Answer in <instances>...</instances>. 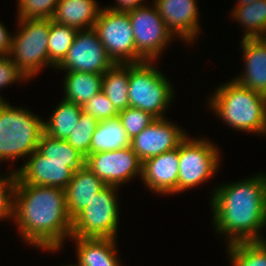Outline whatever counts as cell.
Masks as SVG:
<instances>
[{"instance_id":"obj_5","label":"cell","mask_w":266,"mask_h":266,"mask_svg":"<svg viewBox=\"0 0 266 266\" xmlns=\"http://www.w3.org/2000/svg\"><path fill=\"white\" fill-rule=\"evenodd\" d=\"M173 87L151 61L129 64V107L150 113L156 119L165 118L163 112L170 105Z\"/></svg>"},{"instance_id":"obj_3","label":"cell","mask_w":266,"mask_h":266,"mask_svg":"<svg viewBox=\"0 0 266 266\" xmlns=\"http://www.w3.org/2000/svg\"><path fill=\"white\" fill-rule=\"evenodd\" d=\"M209 101L215 114L232 128L266 134V96L233 79L217 88Z\"/></svg>"},{"instance_id":"obj_10","label":"cell","mask_w":266,"mask_h":266,"mask_svg":"<svg viewBox=\"0 0 266 266\" xmlns=\"http://www.w3.org/2000/svg\"><path fill=\"white\" fill-rule=\"evenodd\" d=\"M153 6L150 8L145 5L127 12L134 33L136 51L145 61L152 63L175 37L156 6Z\"/></svg>"},{"instance_id":"obj_31","label":"cell","mask_w":266,"mask_h":266,"mask_svg":"<svg viewBox=\"0 0 266 266\" xmlns=\"http://www.w3.org/2000/svg\"><path fill=\"white\" fill-rule=\"evenodd\" d=\"M118 118L130 140L156 120L150 113L132 107L119 111Z\"/></svg>"},{"instance_id":"obj_18","label":"cell","mask_w":266,"mask_h":266,"mask_svg":"<svg viewBox=\"0 0 266 266\" xmlns=\"http://www.w3.org/2000/svg\"><path fill=\"white\" fill-rule=\"evenodd\" d=\"M106 184L99 179L87 166L76 170L72 180L68 183L66 193V204L69 217L73 220L84 210Z\"/></svg>"},{"instance_id":"obj_19","label":"cell","mask_w":266,"mask_h":266,"mask_svg":"<svg viewBox=\"0 0 266 266\" xmlns=\"http://www.w3.org/2000/svg\"><path fill=\"white\" fill-rule=\"evenodd\" d=\"M101 10L95 0H60L52 20L77 30L92 29Z\"/></svg>"},{"instance_id":"obj_26","label":"cell","mask_w":266,"mask_h":266,"mask_svg":"<svg viewBox=\"0 0 266 266\" xmlns=\"http://www.w3.org/2000/svg\"><path fill=\"white\" fill-rule=\"evenodd\" d=\"M37 151L48 157V160L69 161V167L74 172L85 165V156L71 144L66 140L52 138L45 132L40 137Z\"/></svg>"},{"instance_id":"obj_36","label":"cell","mask_w":266,"mask_h":266,"mask_svg":"<svg viewBox=\"0 0 266 266\" xmlns=\"http://www.w3.org/2000/svg\"><path fill=\"white\" fill-rule=\"evenodd\" d=\"M118 3H117V6H109L107 7L108 9L110 10H113L115 12H130L138 7H142V6H145V5H142V1L144 0H116Z\"/></svg>"},{"instance_id":"obj_24","label":"cell","mask_w":266,"mask_h":266,"mask_svg":"<svg viewBox=\"0 0 266 266\" xmlns=\"http://www.w3.org/2000/svg\"><path fill=\"white\" fill-rule=\"evenodd\" d=\"M82 107L62 100L48 121H44V132L52 138L66 140L79 121Z\"/></svg>"},{"instance_id":"obj_2","label":"cell","mask_w":266,"mask_h":266,"mask_svg":"<svg viewBox=\"0 0 266 266\" xmlns=\"http://www.w3.org/2000/svg\"><path fill=\"white\" fill-rule=\"evenodd\" d=\"M211 199L213 221L218 233L236 242L264 241L266 225V175H255L215 188Z\"/></svg>"},{"instance_id":"obj_17","label":"cell","mask_w":266,"mask_h":266,"mask_svg":"<svg viewBox=\"0 0 266 266\" xmlns=\"http://www.w3.org/2000/svg\"><path fill=\"white\" fill-rule=\"evenodd\" d=\"M241 47L245 71L234 80L266 96V38H242Z\"/></svg>"},{"instance_id":"obj_28","label":"cell","mask_w":266,"mask_h":266,"mask_svg":"<svg viewBox=\"0 0 266 266\" xmlns=\"http://www.w3.org/2000/svg\"><path fill=\"white\" fill-rule=\"evenodd\" d=\"M232 266H266V240L227 245Z\"/></svg>"},{"instance_id":"obj_13","label":"cell","mask_w":266,"mask_h":266,"mask_svg":"<svg viewBox=\"0 0 266 266\" xmlns=\"http://www.w3.org/2000/svg\"><path fill=\"white\" fill-rule=\"evenodd\" d=\"M187 137L181 128L165 120L156 119L130 141V147L141 162L176 149Z\"/></svg>"},{"instance_id":"obj_12","label":"cell","mask_w":266,"mask_h":266,"mask_svg":"<svg viewBox=\"0 0 266 266\" xmlns=\"http://www.w3.org/2000/svg\"><path fill=\"white\" fill-rule=\"evenodd\" d=\"M85 166L111 186L119 187L134 176H142V162L131 147L89 154Z\"/></svg>"},{"instance_id":"obj_25","label":"cell","mask_w":266,"mask_h":266,"mask_svg":"<svg viewBox=\"0 0 266 266\" xmlns=\"http://www.w3.org/2000/svg\"><path fill=\"white\" fill-rule=\"evenodd\" d=\"M231 14L245 26L243 38H266V0L237 6Z\"/></svg>"},{"instance_id":"obj_35","label":"cell","mask_w":266,"mask_h":266,"mask_svg":"<svg viewBox=\"0 0 266 266\" xmlns=\"http://www.w3.org/2000/svg\"><path fill=\"white\" fill-rule=\"evenodd\" d=\"M12 35L0 22V57L9 56L12 43Z\"/></svg>"},{"instance_id":"obj_27","label":"cell","mask_w":266,"mask_h":266,"mask_svg":"<svg viewBox=\"0 0 266 266\" xmlns=\"http://www.w3.org/2000/svg\"><path fill=\"white\" fill-rule=\"evenodd\" d=\"M77 32L76 28L56 23L50 19L48 36L49 66L55 68L63 61Z\"/></svg>"},{"instance_id":"obj_9","label":"cell","mask_w":266,"mask_h":266,"mask_svg":"<svg viewBox=\"0 0 266 266\" xmlns=\"http://www.w3.org/2000/svg\"><path fill=\"white\" fill-rule=\"evenodd\" d=\"M218 148L208 140L186 137L179 144L178 193L202 184L218 170Z\"/></svg>"},{"instance_id":"obj_34","label":"cell","mask_w":266,"mask_h":266,"mask_svg":"<svg viewBox=\"0 0 266 266\" xmlns=\"http://www.w3.org/2000/svg\"><path fill=\"white\" fill-rule=\"evenodd\" d=\"M23 79L28 81L27 77L17 68V65L10 56L0 57V89ZM0 102H5L2 96H0Z\"/></svg>"},{"instance_id":"obj_33","label":"cell","mask_w":266,"mask_h":266,"mask_svg":"<svg viewBox=\"0 0 266 266\" xmlns=\"http://www.w3.org/2000/svg\"><path fill=\"white\" fill-rule=\"evenodd\" d=\"M16 181L15 170L5 178L0 176V220L13 217V197Z\"/></svg>"},{"instance_id":"obj_16","label":"cell","mask_w":266,"mask_h":266,"mask_svg":"<svg viewBox=\"0 0 266 266\" xmlns=\"http://www.w3.org/2000/svg\"><path fill=\"white\" fill-rule=\"evenodd\" d=\"M179 146L142 162V181L160 194L178 193Z\"/></svg>"},{"instance_id":"obj_14","label":"cell","mask_w":266,"mask_h":266,"mask_svg":"<svg viewBox=\"0 0 266 266\" xmlns=\"http://www.w3.org/2000/svg\"><path fill=\"white\" fill-rule=\"evenodd\" d=\"M27 163L16 172V184L50 186L66 189L72 180L74 171L69 167V161L48 160L35 150Z\"/></svg>"},{"instance_id":"obj_6","label":"cell","mask_w":266,"mask_h":266,"mask_svg":"<svg viewBox=\"0 0 266 266\" xmlns=\"http://www.w3.org/2000/svg\"><path fill=\"white\" fill-rule=\"evenodd\" d=\"M18 22L21 29L12 37L9 56L29 80L49 66L50 19H18Z\"/></svg>"},{"instance_id":"obj_37","label":"cell","mask_w":266,"mask_h":266,"mask_svg":"<svg viewBox=\"0 0 266 266\" xmlns=\"http://www.w3.org/2000/svg\"><path fill=\"white\" fill-rule=\"evenodd\" d=\"M238 5L237 6H241V5H246V4H250V3H254L255 1H259V0H238Z\"/></svg>"},{"instance_id":"obj_21","label":"cell","mask_w":266,"mask_h":266,"mask_svg":"<svg viewBox=\"0 0 266 266\" xmlns=\"http://www.w3.org/2000/svg\"><path fill=\"white\" fill-rule=\"evenodd\" d=\"M130 139L118 117L100 120L90 143V154L130 147Z\"/></svg>"},{"instance_id":"obj_4","label":"cell","mask_w":266,"mask_h":266,"mask_svg":"<svg viewBox=\"0 0 266 266\" xmlns=\"http://www.w3.org/2000/svg\"><path fill=\"white\" fill-rule=\"evenodd\" d=\"M43 133L44 121L39 116L0 102V162L30 156Z\"/></svg>"},{"instance_id":"obj_30","label":"cell","mask_w":266,"mask_h":266,"mask_svg":"<svg viewBox=\"0 0 266 266\" xmlns=\"http://www.w3.org/2000/svg\"><path fill=\"white\" fill-rule=\"evenodd\" d=\"M60 0H18V19H52Z\"/></svg>"},{"instance_id":"obj_8","label":"cell","mask_w":266,"mask_h":266,"mask_svg":"<svg viewBox=\"0 0 266 266\" xmlns=\"http://www.w3.org/2000/svg\"><path fill=\"white\" fill-rule=\"evenodd\" d=\"M93 29L114 64H134L145 60L137 53L128 13L102 7Z\"/></svg>"},{"instance_id":"obj_7","label":"cell","mask_w":266,"mask_h":266,"mask_svg":"<svg viewBox=\"0 0 266 266\" xmlns=\"http://www.w3.org/2000/svg\"><path fill=\"white\" fill-rule=\"evenodd\" d=\"M117 189V186L106 185L94 196L72 220L71 237L115 239L119 224Z\"/></svg>"},{"instance_id":"obj_23","label":"cell","mask_w":266,"mask_h":266,"mask_svg":"<svg viewBox=\"0 0 266 266\" xmlns=\"http://www.w3.org/2000/svg\"><path fill=\"white\" fill-rule=\"evenodd\" d=\"M101 91L118 111L129 107V64H114L102 78Z\"/></svg>"},{"instance_id":"obj_1","label":"cell","mask_w":266,"mask_h":266,"mask_svg":"<svg viewBox=\"0 0 266 266\" xmlns=\"http://www.w3.org/2000/svg\"><path fill=\"white\" fill-rule=\"evenodd\" d=\"M13 219L26 243L47 251H57L71 237L64 189L50 186L16 184Z\"/></svg>"},{"instance_id":"obj_32","label":"cell","mask_w":266,"mask_h":266,"mask_svg":"<svg viewBox=\"0 0 266 266\" xmlns=\"http://www.w3.org/2000/svg\"><path fill=\"white\" fill-rule=\"evenodd\" d=\"M82 112L96 118L98 121L118 117L119 111L108 97L100 91L82 106Z\"/></svg>"},{"instance_id":"obj_22","label":"cell","mask_w":266,"mask_h":266,"mask_svg":"<svg viewBox=\"0 0 266 266\" xmlns=\"http://www.w3.org/2000/svg\"><path fill=\"white\" fill-rule=\"evenodd\" d=\"M103 74L67 72L63 100L82 106L102 89Z\"/></svg>"},{"instance_id":"obj_15","label":"cell","mask_w":266,"mask_h":266,"mask_svg":"<svg viewBox=\"0 0 266 266\" xmlns=\"http://www.w3.org/2000/svg\"><path fill=\"white\" fill-rule=\"evenodd\" d=\"M196 4V0H154L168 29L185 43L193 41L201 30Z\"/></svg>"},{"instance_id":"obj_29","label":"cell","mask_w":266,"mask_h":266,"mask_svg":"<svg viewBox=\"0 0 266 266\" xmlns=\"http://www.w3.org/2000/svg\"><path fill=\"white\" fill-rule=\"evenodd\" d=\"M98 120L81 112L79 121L66 141L85 157L90 154V143Z\"/></svg>"},{"instance_id":"obj_20","label":"cell","mask_w":266,"mask_h":266,"mask_svg":"<svg viewBox=\"0 0 266 266\" xmlns=\"http://www.w3.org/2000/svg\"><path fill=\"white\" fill-rule=\"evenodd\" d=\"M70 238L76 241L78 266H120L114 238Z\"/></svg>"},{"instance_id":"obj_11","label":"cell","mask_w":266,"mask_h":266,"mask_svg":"<svg viewBox=\"0 0 266 266\" xmlns=\"http://www.w3.org/2000/svg\"><path fill=\"white\" fill-rule=\"evenodd\" d=\"M113 65L97 32L92 28L78 30L66 57L56 68L66 72L104 74Z\"/></svg>"}]
</instances>
